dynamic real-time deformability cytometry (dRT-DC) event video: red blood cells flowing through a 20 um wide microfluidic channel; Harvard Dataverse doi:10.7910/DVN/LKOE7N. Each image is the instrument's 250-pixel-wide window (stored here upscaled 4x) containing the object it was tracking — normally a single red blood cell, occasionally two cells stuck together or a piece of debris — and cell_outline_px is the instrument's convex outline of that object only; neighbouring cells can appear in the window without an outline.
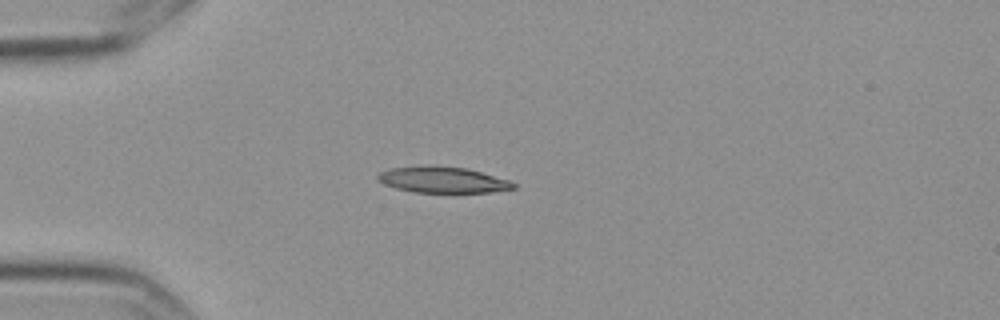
{"species": "Egyptian fruit bat (a non-hibernating species)", "species_latin": "Rousettus aegyptiacus", "temperature_condition": "cold", "stored_images_in_passage": 3, "camera_frame_rate_fps": 3000, "um_per_image_px": 0.085, "frame": {"image": 1, "passage_image": 3, "time_ms": 0.667, "image_size_px": [1000, 320], "cell_outline_px": [[516, 188], [488, 192], [412, 192], [396, 188], [384, 184], [376, 176], [380, 172], [392, 168], [468, 168], [508, 180], [516, 184]], "centroid_in_image_um": [37.67, 15.33], "position_along_channel_um": 47.3, "area_um2": 19.54}}